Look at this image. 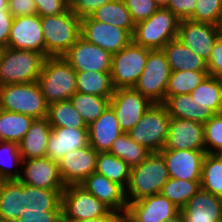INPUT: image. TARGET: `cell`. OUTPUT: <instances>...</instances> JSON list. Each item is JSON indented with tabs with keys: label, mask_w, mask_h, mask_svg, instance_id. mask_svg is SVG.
Segmentation results:
<instances>
[{
	"label": "cell",
	"mask_w": 222,
	"mask_h": 222,
	"mask_svg": "<svg viewBox=\"0 0 222 222\" xmlns=\"http://www.w3.org/2000/svg\"><path fill=\"white\" fill-rule=\"evenodd\" d=\"M7 47L35 51L45 56V39L41 26V17L35 14L14 18Z\"/></svg>",
	"instance_id": "e0dca14e"
},
{
	"label": "cell",
	"mask_w": 222,
	"mask_h": 222,
	"mask_svg": "<svg viewBox=\"0 0 222 222\" xmlns=\"http://www.w3.org/2000/svg\"><path fill=\"white\" fill-rule=\"evenodd\" d=\"M123 2L135 24L148 19L160 8L153 0H123Z\"/></svg>",
	"instance_id": "ee69618b"
},
{
	"label": "cell",
	"mask_w": 222,
	"mask_h": 222,
	"mask_svg": "<svg viewBox=\"0 0 222 222\" xmlns=\"http://www.w3.org/2000/svg\"><path fill=\"white\" fill-rule=\"evenodd\" d=\"M0 11H8V0H0Z\"/></svg>",
	"instance_id": "6f0895ef"
},
{
	"label": "cell",
	"mask_w": 222,
	"mask_h": 222,
	"mask_svg": "<svg viewBox=\"0 0 222 222\" xmlns=\"http://www.w3.org/2000/svg\"><path fill=\"white\" fill-rule=\"evenodd\" d=\"M3 51H4V48L2 46H0V60H1V57H2V54H3Z\"/></svg>",
	"instance_id": "91938a15"
},
{
	"label": "cell",
	"mask_w": 222,
	"mask_h": 222,
	"mask_svg": "<svg viewBox=\"0 0 222 222\" xmlns=\"http://www.w3.org/2000/svg\"><path fill=\"white\" fill-rule=\"evenodd\" d=\"M220 35L219 25L184 19L179 22L177 38L207 62Z\"/></svg>",
	"instance_id": "5bb4252c"
},
{
	"label": "cell",
	"mask_w": 222,
	"mask_h": 222,
	"mask_svg": "<svg viewBox=\"0 0 222 222\" xmlns=\"http://www.w3.org/2000/svg\"><path fill=\"white\" fill-rule=\"evenodd\" d=\"M201 181H189L183 179L169 178L162 186L160 194L167 197L179 209L200 190Z\"/></svg>",
	"instance_id": "ab89813d"
},
{
	"label": "cell",
	"mask_w": 222,
	"mask_h": 222,
	"mask_svg": "<svg viewBox=\"0 0 222 222\" xmlns=\"http://www.w3.org/2000/svg\"><path fill=\"white\" fill-rule=\"evenodd\" d=\"M153 103L134 87L117 88L110 99L123 133L129 132Z\"/></svg>",
	"instance_id": "8fae6325"
},
{
	"label": "cell",
	"mask_w": 222,
	"mask_h": 222,
	"mask_svg": "<svg viewBox=\"0 0 222 222\" xmlns=\"http://www.w3.org/2000/svg\"><path fill=\"white\" fill-rule=\"evenodd\" d=\"M131 167L122 159L109 152H98L96 173L103 175L110 181L127 188Z\"/></svg>",
	"instance_id": "1f68e13d"
},
{
	"label": "cell",
	"mask_w": 222,
	"mask_h": 222,
	"mask_svg": "<svg viewBox=\"0 0 222 222\" xmlns=\"http://www.w3.org/2000/svg\"><path fill=\"white\" fill-rule=\"evenodd\" d=\"M51 131L52 127L47 118L34 119L29 130L19 143L22 160L45 157Z\"/></svg>",
	"instance_id": "4316f807"
},
{
	"label": "cell",
	"mask_w": 222,
	"mask_h": 222,
	"mask_svg": "<svg viewBox=\"0 0 222 222\" xmlns=\"http://www.w3.org/2000/svg\"><path fill=\"white\" fill-rule=\"evenodd\" d=\"M163 149L205 150L203 124L193 120L171 117Z\"/></svg>",
	"instance_id": "d6986e66"
},
{
	"label": "cell",
	"mask_w": 222,
	"mask_h": 222,
	"mask_svg": "<svg viewBox=\"0 0 222 222\" xmlns=\"http://www.w3.org/2000/svg\"><path fill=\"white\" fill-rule=\"evenodd\" d=\"M160 153L163 156L170 178L201 181L205 150L162 149Z\"/></svg>",
	"instance_id": "ac0fdd59"
},
{
	"label": "cell",
	"mask_w": 222,
	"mask_h": 222,
	"mask_svg": "<svg viewBox=\"0 0 222 222\" xmlns=\"http://www.w3.org/2000/svg\"><path fill=\"white\" fill-rule=\"evenodd\" d=\"M14 17L9 11H0V46L6 48Z\"/></svg>",
	"instance_id": "816d5d0a"
},
{
	"label": "cell",
	"mask_w": 222,
	"mask_h": 222,
	"mask_svg": "<svg viewBox=\"0 0 222 222\" xmlns=\"http://www.w3.org/2000/svg\"><path fill=\"white\" fill-rule=\"evenodd\" d=\"M63 58L75 71L111 72L112 54L80 37Z\"/></svg>",
	"instance_id": "4fadbf2b"
},
{
	"label": "cell",
	"mask_w": 222,
	"mask_h": 222,
	"mask_svg": "<svg viewBox=\"0 0 222 222\" xmlns=\"http://www.w3.org/2000/svg\"><path fill=\"white\" fill-rule=\"evenodd\" d=\"M94 20L125 29L133 34L135 23L123 0H113L98 8L90 15Z\"/></svg>",
	"instance_id": "f1b7e54d"
},
{
	"label": "cell",
	"mask_w": 222,
	"mask_h": 222,
	"mask_svg": "<svg viewBox=\"0 0 222 222\" xmlns=\"http://www.w3.org/2000/svg\"><path fill=\"white\" fill-rule=\"evenodd\" d=\"M203 126L206 153L222 154V113L214 114Z\"/></svg>",
	"instance_id": "7bdbcfd3"
},
{
	"label": "cell",
	"mask_w": 222,
	"mask_h": 222,
	"mask_svg": "<svg viewBox=\"0 0 222 222\" xmlns=\"http://www.w3.org/2000/svg\"><path fill=\"white\" fill-rule=\"evenodd\" d=\"M169 178L162 154L152 152L141 164L130 170V179L125 189L127 203L160 194Z\"/></svg>",
	"instance_id": "6da1fadb"
},
{
	"label": "cell",
	"mask_w": 222,
	"mask_h": 222,
	"mask_svg": "<svg viewBox=\"0 0 222 222\" xmlns=\"http://www.w3.org/2000/svg\"><path fill=\"white\" fill-rule=\"evenodd\" d=\"M164 222H183L181 213L179 212L175 217L165 220Z\"/></svg>",
	"instance_id": "9f6ffc18"
},
{
	"label": "cell",
	"mask_w": 222,
	"mask_h": 222,
	"mask_svg": "<svg viewBox=\"0 0 222 222\" xmlns=\"http://www.w3.org/2000/svg\"><path fill=\"white\" fill-rule=\"evenodd\" d=\"M20 164H22V157L19 144L2 142L0 145V181L19 180L21 170L17 166L21 167Z\"/></svg>",
	"instance_id": "60d3db41"
},
{
	"label": "cell",
	"mask_w": 222,
	"mask_h": 222,
	"mask_svg": "<svg viewBox=\"0 0 222 222\" xmlns=\"http://www.w3.org/2000/svg\"><path fill=\"white\" fill-rule=\"evenodd\" d=\"M81 37L114 54L132 41V34L122 28L92 19L81 18Z\"/></svg>",
	"instance_id": "7c38bea8"
},
{
	"label": "cell",
	"mask_w": 222,
	"mask_h": 222,
	"mask_svg": "<svg viewBox=\"0 0 222 222\" xmlns=\"http://www.w3.org/2000/svg\"><path fill=\"white\" fill-rule=\"evenodd\" d=\"M220 31H221V34H222V20H221V23H220Z\"/></svg>",
	"instance_id": "6125c7cd"
},
{
	"label": "cell",
	"mask_w": 222,
	"mask_h": 222,
	"mask_svg": "<svg viewBox=\"0 0 222 222\" xmlns=\"http://www.w3.org/2000/svg\"><path fill=\"white\" fill-rule=\"evenodd\" d=\"M117 213L118 212L111 211L108 215L95 219H89L85 221H62V222H115Z\"/></svg>",
	"instance_id": "f5cc1de1"
},
{
	"label": "cell",
	"mask_w": 222,
	"mask_h": 222,
	"mask_svg": "<svg viewBox=\"0 0 222 222\" xmlns=\"http://www.w3.org/2000/svg\"><path fill=\"white\" fill-rule=\"evenodd\" d=\"M150 51L131 41L122 50L112 54L110 75L114 89L130 88L136 85Z\"/></svg>",
	"instance_id": "ba28073f"
},
{
	"label": "cell",
	"mask_w": 222,
	"mask_h": 222,
	"mask_svg": "<svg viewBox=\"0 0 222 222\" xmlns=\"http://www.w3.org/2000/svg\"><path fill=\"white\" fill-rule=\"evenodd\" d=\"M89 145L88 128L52 127L46 156L58 162L68 152Z\"/></svg>",
	"instance_id": "7402d4cb"
},
{
	"label": "cell",
	"mask_w": 222,
	"mask_h": 222,
	"mask_svg": "<svg viewBox=\"0 0 222 222\" xmlns=\"http://www.w3.org/2000/svg\"><path fill=\"white\" fill-rule=\"evenodd\" d=\"M81 185L112 211H126L128 203L125 197V189L121 185L96 172L89 175Z\"/></svg>",
	"instance_id": "603a6c76"
},
{
	"label": "cell",
	"mask_w": 222,
	"mask_h": 222,
	"mask_svg": "<svg viewBox=\"0 0 222 222\" xmlns=\"http://www.w3.org/2000/svg\"><path fill=\"white\" fill-rule=\"evenodd\" d=\"M206 63L209 76L222 79V34L217 38Z\"/></svg>",
	"instance_id": "7dc6e473"
},
{
	"label": "cell",
	"mask_w": 222,
	"mask_h": 222,
	"mask_svg": "<svg viewBox=\"0 0 222 222\" xmlns=\"http://www.w3.org/2000/svg\"><path fill=\"white\" fill-rule=\"evenodd\" d=\"M208 76V71H172L169 76L165 101L170 96L190 94Z\"/></svg>",
	"instance_id": "f35d334b"
},
{
	"label": "cell",
	"mask_w": 222,
	"mask_h": 222,
	"mask_svg": "<svg viewBox=\"0 0 222 222\" xmlns=\"http://www.w3.org/2000/svg\"><path fill=\"white\" fill-rule=\"evenodd\" d=\"M46 57L29 50L4 48L0 60V86L37 81Z\"/></svg>",
	"instance_id": "8992f818"
},
{
	"label": "cell",
	"mask_w": 222,
	"mask_h": 222,
	"mask_svg": "<svg viewBox=\"0 0 222 222\" xmlns=\"http://www.w3.org/2000/svg\"><path fill=\"white\" fill-rule=\"evenodd\" d=\"M36 82L48 105L69 100L77 92L76 71L63 56L46 57Z\"/></svg>",
	"instance_id": "7a4b0ae2"
},
{
	"label": "cell",
	"mask_w": 222,
	"mask_h": 222,
	"mask_svg": "<svg viewBox=\"0 0 222 222\" xmlns=\"http://www.w3.org/2000/svg\"><path fill=\"white\" fill-rule=\"evenodd\" d=\"M48 106L36 81L0 86V109L43 119Z\"/></svg>",
	"instance_id": "5b68a950"
},
{
	"label": "cell",
	"mask_w": 222,
	"mask_h": 222,
	"mask_svg": "<svg viewBox=\"0 0 222 222\" xmlns=\"http://www.w3.org/2000/svg\"><path fill=\"white\" fill-rule=\"evenodd\" d=\"M45 57L63 56L81 37V18L68 9L58 15L41 17Z\"/></svg>",
	"instance_id": "3957f363"
},
{
	"label": "cell",
	"mask_w": 222,
	"mask_h": 222,
	"mask_svg": "<svg viewBox=\"0 0 222 222\" xmlns=\"http://www.w3.org/2000/svg\"><path fill=\"white\" fill-rule=\"evenodd\" d=\"M77 92L112 97L114 88L110 72L76 71Z\"/></svg>",
	"instance_id": "f546056e"
},
{
	"label": "cell",
	"mask_w": 222,
	"mask_h": 222,
	"mask_svg": "<svg viewBox=\"0 0 222 222\" xmlns=\"http://www.w3.org/2000/svg\"><path fill=\"white\" fill-rule=\"evenodd\" d=\"M21 165L19 181L22 184L47 190H64L66 188L59 173L58 162L47 156L23 159Z\"/></svg>",
	"instance_id": "9a60e30c"
},
{
	"label": "cell",
	"mask_w": 222,
	"mask_h": 222,
	"mask_svg": "<svg viewBox=\"0 0 222 222\" xmlns=\"http://www.w3.org/2000/svg\"><path fill=\"white\" fill-rule=\"evenodd\" d=\"M163 104L170 117L193 120L202 124L215 114L207 105L196 104L191 94L170 96Z\"/></svg>",
	"instance_id": "83f0119b"
},
{
	"label": "cell",
	"mask_w": 222,
	"mask_h": 222,
	"mask_svg": "<svg viewBox=\"0 0 222 222\" xmlns=\"http://www.w3.org/2000/svg\"><path fill=\"white\" fill-rule=\"evenodd\" d=\"M193 101L207 105L215 114L222 113V79L208 76L190 93Z\"/></svg>",
	"instance_id": "8d00e7d4"
},
{
	"label": "cell",
	"mask_w": 222,
	"mask_h": 222,
	"mask_svg": "<svg viewBox=\"0 0 222 222\" xmlns=\"http://www.w3.org/2000/svg\"><path fill=\"white\" fill-rule=\"evenodd\" d=\"M115 222H136L132 216L127 212H118Z\"/></svg>",
	"instance_id": "db71d44e"
},
{
	"label": "cell",
	"mask_w": 222,
	"mask_h": 222,
	"mask_svg": "<svg viewBox=\"0 0 222 222\" xmlns=\"http://www.w3.org/2000/svg\"><path fill=\"white\" fill-rule=\"evenodd\" d=\"M179 22L168 8L160 7L148 19L135 24L132 41L150 50H162L170 40L177 38Z\"/></svg>",
	"instance_id": "277c9868"
},
{
	"label": "cell",
	"mask_w": 222,
	"mask_h": 222,
	"mask_svg": "<svg viewBox=\"0 0 222 222\" xmlns=\"http://www.w3.org/2000/svg\"><path fill=\"white\" fill-rule=\"evenodd\" d=\"M8 11L14 18L37 14L34 0H8Z\"/></svg>",
	"instance_id": "681fc988"
},
{
	"label": "cell",
	"mask_w": 222,
	"mask_h": 222,
	"mask_svg": "<svg viewBox=\"0 0 222 222\" xmlns=\"http://www.w3.org/2000/svg\"><path fill=\"white\" fill-rule=\"evenodd\" d=\"M69 9L80 18H85L94 13L98 8L113 0H68Z\"/></svg>",
	"instance_id": "f6af8a7d"
},
{
	"label": "cell",
	"mask_w": 222,
	"mask_h": 222,
	"mask_svg": "<svg viewBox=\"0 0 222 222\" xmlns=\"http://www.w3.org/2000/svg\"><path fill=\"white\" fill-rule=\"evenodd\" d=\"M111 97H101L82 92H75L71 97L74 108L82 116L84 122L89 126L97 120L110 105Z\"/></svg>",
	"instance_id": "d6a6232c"
},
{
	"label": "cell",
	"mask_w": 222,
	"mask_h": 222,
	"mask_svg": "<svg viewBox=\"0 0 222 222\" xmlns=\"http://www.w3.org/2000/svg\"><path fill=\"white\" fill-rule=\"evenodd\" d=\"M98 152L90 145L68 152L58 161L59 173L65 186L81 185L96 171Z\"/></svg>",
	"instance_id": "2e32d148"
},
{
	"label": "cell",
	"mask_w": 222,
	"mask_h": 222,
	"mask_svg": "<svg viewBox=\"0 0 222 222\" xmlns=\"http://www.w3.org/2000/svg\"><path fill=\"white\" fill-rule=\"evenodd\" d=\"M171 72L163 50H151L134 88L152 103H164Z\"/></svg>",
	"instance_id": "30bf717a"
},
{
	"label": "cell",
	"mask_w": 222,
	"mask_h": 222,
	"mask_svg": "<svg viewBox=\"0 0 222 222\" xmlns=\"http://www.w3.org/2000/svg\"><path fill=\"white\" fill-rule=\"evenodd\" d=\"M16 222H62V210H45L43 213L21 214Z\"/></svg>",
	"instance_id": "f907efd6"
},
{
	"label": "cell",
	"mask_w": 222,
	"mask_h": 222,
	"mask_svg": "<svg viewBox=\"0 0 222 222\" xmlns=\"http://www.w3.org/2000/svg\"><path fill=\"white\" fill-rule=\"evenodd\" d=\"M180 213L183 222H222V198L200 188Z\"/></svg>",
	"instance_id": "44dd1931"
},
{
	"label": "cell",
	"mask_w": 222,
	"mask_h": 222,
	"mask_svg": "<svg viewBox=\"0 0 222 222\" xmlns=\"http://www.w3.org/2000/svg\"><path fill=\"white\" fill-rule=\"evenodd\" d=\"M197 0H171L168 8L180 20L189 19L196 8Z\"/></svg>",
	"instance_id": "c3c4849f"
},
{
	"label": "cell",
	"mask_w": 222,
	"mask_h": 222,
	"mask_svg": "<svg viewBox=\"0 0 222 222\" xmlns=\"http://www.w3.org/2000/svg\"><path fill=\"white\" fill-rule=\"evenodd\" d=\"M125 161L131 168L141 164L152 152L135 142L127 133L120 134L109 151Z\"/></svg>",
	"instance_id": "d590c367"
},
{
	"label": "cell",
	"mask_w": 222,
	"mask_h": 222,
	"mask_svg": "<svg viewBox=\"0 0 222 222\" xmlns=\"http://www.w3.org/2000/svg\"><path fill=\"white\" fill-rule=\"evenodd\" d=\"M2 142H4V140L2 138V135L0 134V145H1Z\"/></svg>",
	"instance_id": "94428289"
},
{
	"label": "cell",
	"mask_w": 222,
	"mask_h": 222,
	"mask_svg": "<svg viewBox=\"0 0 222 222\" xmlns=\"http://www.w3.org/2000/svg\"><path fill=\"white\" fill-rule=\"evenodd\" d=\"M22 214V183L0 181V217L16 221Z\"/></svg>",
	"instance_id": "4dcf8cb0"
},
{
	"label": "cell",
	"mask_w": 222,
	"mask_h": 222,
	"mask_svg": "<svg viewBox=\"0 0 222 222\" xmlns=\"http://www.w3.org/2000/svg\"><path fill=\"white\" fill-rule=\"evenodd\" d=\"M159 7L166 8L171 0H153Z\"/></svg>",
	"instance_id": "11a10c76"
},
{
	"label": "cell",
	"mask_w": 222,
	"mask_h": 222,
	"mask_svg": "<svg viewBox=\"0 0 222 222\" xmlns=\"http://www.w3.org/2000/svg\"><path fill=\"white\" fill-rule=\"evenodd\" d=\"M113 108L109 105L102 115L88 126L89 145L96 152H109L122 134Z\"/></svg>",
	"instance_id": "cb8c5ba5"
},
{
	"label": "cell",
	"mask_w": 222,
	"mask_h": 222,
	"mask_svg": "<svg viewBox=\"0 0 222 222\" xmlns=\"http://www.w3.org/2000/svg\"><path fill=\"white\" fill-rule=\"evenodd\" d=\"M61 206L62 221H85L112 211L82 185L67 186L61 194Z\"/></svg>",
	"instance_id": "9c48e42d"
},
{
	"label": "cell",
	"mask_w": 222,
	"mask_h": 222,
	"mask_svg": "<svg viewBox=\"0 0 222 222\" xmlns=\"http://www.w3.org/2000/svg\"><path fill=\"white\" fill-rule=\"evenodd\" d=\"M37 15L40 17L58 15L69 9L68 0H34Z\"/></svg>",
	"instance_id": "bcb514c9"
},
{
	"label": "cell",
	"mask_w": 222,
	"mask_h": 222,
	"mask_svg": "<svg viewBox=\"0 0 222 222\" xmlns=\"http://www.w3.org/2000/svg\"><path fill=\"white\" fill-rule=\"evenodd\" d=\"M64 190H47L22 184V214L62 210L61 194Z\"/></svg>",
	"instance_id": "d4e9b609"
},
{
	"label": "cell",
	"mask_w": 222,
	"mask_h": 222,
	"mask_svg": "<svg viewBox=\"0 0 222 222\" xmlns=\"http://www.w3.org/2000/svg\"><path fill=\"white\" fill-rule=\"evenodd\" d=\"M200 185L202 190L222 198V154H205Z\"/></svg>",
	"instance_id": "74e56055"
},
{
	"label": "cell",
	"mask_w": 222,
	"mask_h": 222,
	"mask_svg": "<svg viewBox=\"0 0 222 222\" xmlns=\"http://www.w3.org/2000/svg\"><path fill=\"white\" fill-rule=\"evenodd\" d=\"M126 211L136 222H164L175 217L180 209L167 197L155 194L128 203Z\"/></svg>",
	"instance_id": "ffe728a7"
},
{
	"label": "cell",
	"mask_w": 222,
	"mask_h": 222,
	"mask_svg": "<svg viewBox=\"0 0 222 222\" xmlns=\"http://www.w3.org/2000/svg\"><path fill=\"white\" fill-rule=\"evenodd\" d=\"M0 222H16L14 220L4 219L0 217Z\"/></svg>",
	"instance_id": "680465c9"
},
{
	"label": "cell",
	"mask_w": 222,
	"mask_h": 222,
	"mask_svg": "<svg viewBox=\"0 0 222 222\" xmlns=\"http://www.w3.org/2000/svg\"><path fill=\"white\" fill-rule=\"evenodd\" d=\"M33 120L24 114L0 109V134L3 140L19 144Z\"/></svg>",
	"instance_id": "836d02e7"
},
{
	"label": "cell",
	"mask_w": 222,
	"mask_h": 222,
	"mask_svg": "<svg viewBox=\"0 0 222 222\" xmlns=\"http://www.w3.org/2000/svg\"><path fill=\"white\" fill-rule=\"evenodd\" d=\"M171 71H208L207 63L178 38L170 40L163 48Z\"/></svg>",
	"instance_id": "484cf974"
},
{
	"label": "cell",
	"mask_w": 222,
	"mask_h": 222,
	"mask_svg": "<svg viewBox=\"0 0 222 222\" xmlns=\"http://www.w3.org/2000/svg\"><path fill=\"white\" fill-rule=\"evenodd\" d=\"M46 118L51 127L88 128L70 99L50 104Z\"/></svg>",
	"instance_id": "e575fe53"
},
{
	"label": "cell",
	"mask_w": 222,
	"mask_h": 222,
	"mask_svg": "<svg viewBox=\"0 0 222 222\" xmlns=\"http://www.w3.org/2000/svg\"><path fill=\"white\" fill-rule=\"evenodd\" d=\"M170 119L163 103H153L127 134L151 152H160L167 140Z\"/></svg>",
	"instance_id": "52a82bcc"
},
{
	"label": "cell",
	"mask_w": 222,
	"mask_h": 222,
	"mask_svg": "<svg viewBox=\"0 0 222 222\" xmlns=\"http://www.w3.org/2000/svg\"><path fill=\"white\" fill-rule=\"evenodd\" d=\"M189 20L220 26L222 0H197L195 11Z\"/></svg>",
	"instance_id": "b9f144b4"
}]
</instances>
